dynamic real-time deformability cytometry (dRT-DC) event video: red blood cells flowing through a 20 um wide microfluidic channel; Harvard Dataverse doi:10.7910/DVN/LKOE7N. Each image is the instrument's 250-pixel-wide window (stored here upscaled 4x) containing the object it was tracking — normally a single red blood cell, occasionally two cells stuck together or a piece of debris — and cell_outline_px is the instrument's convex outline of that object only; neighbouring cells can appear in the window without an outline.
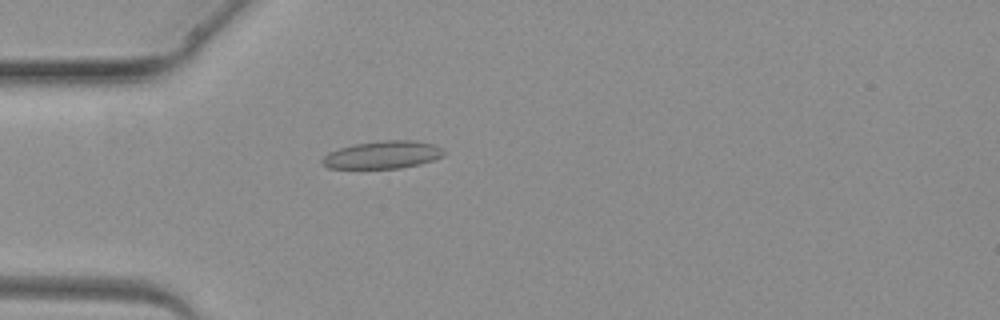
{"species": "common noctule bat (a hibernating species)", "species_latin": "Nyctalus noctula", "temperature_condition": "warm", "stored_images_in_passage": 1, "camera_frame_rate_fps": 3000, "um_per_image_px": 0.085, "animal": {"sex": "female", "body_mass_g": 19.3, "forearm_length_mm": 54.1}, "frame": {"image": 1, "passage_image": 1, "time_ms": 0.0, "image_size_px": [1000, 320], "cell_outline_px": [[444, 156], [420, 164], [400, 168], [328, 168], [320, 160], [328, 152], [340, 148], [356, 144], [376, 140], [416, 140], [436, 144], [444, 152]], "centroid_in_image_um": [32.55, 13.15], "position_along_channel_um": 52.5, "area_um2": 19.65}}